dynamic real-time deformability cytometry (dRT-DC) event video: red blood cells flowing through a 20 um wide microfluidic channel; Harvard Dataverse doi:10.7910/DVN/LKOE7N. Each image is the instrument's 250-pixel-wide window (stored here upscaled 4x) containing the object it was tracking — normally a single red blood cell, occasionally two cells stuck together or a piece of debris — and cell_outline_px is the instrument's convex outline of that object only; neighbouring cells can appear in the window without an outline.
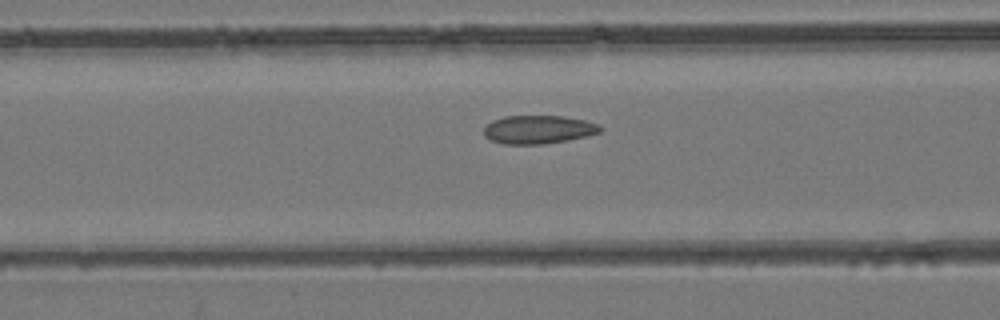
{"species": "common noctule bat (a hibernating species)", "species_latin": "Nyctalus noctula", "temperature_condition": "room temperature", "stored_images_in_passage": 35, "camera_frame_rate_fps": 3000, "um_per_image_px": 0.085, "animal": {"sex": "female", "body_mass_g": 24.6, "forearm_length_mm": 56.2}, "frame": {"image": 1, "passage_image": 7, "time_ms": 2.0, "image_size_px": [1000, 320], "cell_outline_px": [[604, 128], [600, 132], [588, 136], [540, 144], [504, 144], [492, 140], [484, 136], [484, 128], [492, 120], [504, 116], [564, 116], [584, 120], [600, 124]], "centroid_in_image_um": [45.78, 11.0], "position_along_channel_um": 120.8, "area_um2": 19.19}}
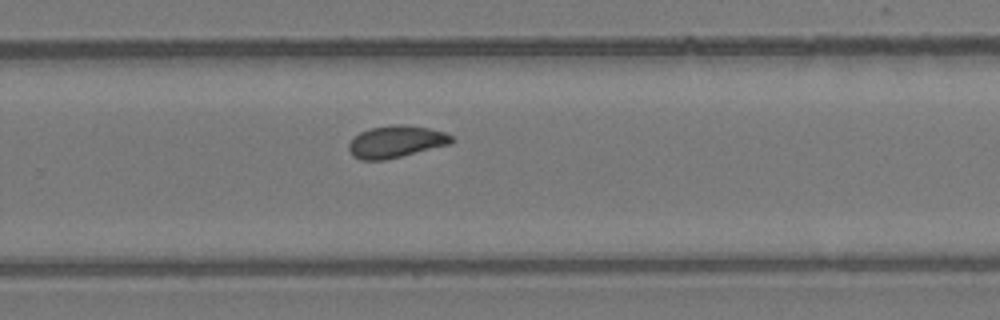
{"frame": {"image": 2, "passage_image": 19, "time_ms": 6.0, "image_size_px": [1000, 320], "cell_outline_px": [[456, 140], [452, 144], [384, 160], [360, 160], [352, 156], [348, 148], [348, 144], [360, 132], [372, 128], [392, 124], [404, 124], [428, 128], [444, 132], [452, 136]], "centroid_in_image_um": [33.68, 12.04], "position_along_channel_um": 296.1, "area_um2": 19.25}}
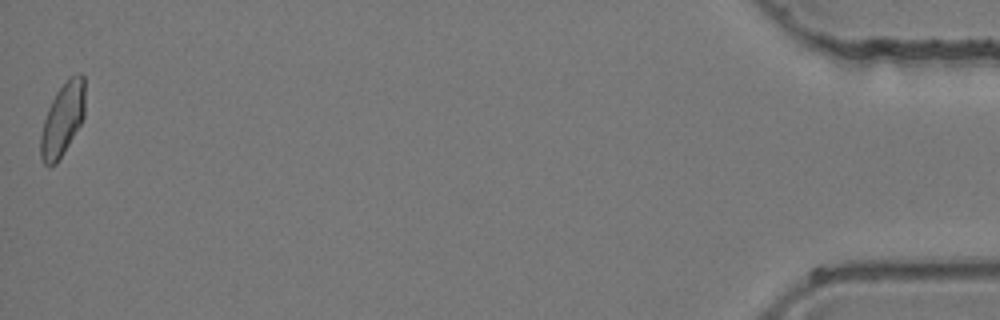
{"frame": {"image": 3, "passage_image": 35, "time_ms": 11.333, "image_size_px": [1000, 320], "cell_outline_px": [[84, 116], [80, 124], [56, 164], [44, 164], [40, 156], [40, 136], [44, 120], [48, 108], [56, 92], [68, 76], [80, 72], [84, 76]], "centroid_in_image_um": [5.31, 10.09], "position_along_channel_um": 429.9, "area_um2": 18.67}}